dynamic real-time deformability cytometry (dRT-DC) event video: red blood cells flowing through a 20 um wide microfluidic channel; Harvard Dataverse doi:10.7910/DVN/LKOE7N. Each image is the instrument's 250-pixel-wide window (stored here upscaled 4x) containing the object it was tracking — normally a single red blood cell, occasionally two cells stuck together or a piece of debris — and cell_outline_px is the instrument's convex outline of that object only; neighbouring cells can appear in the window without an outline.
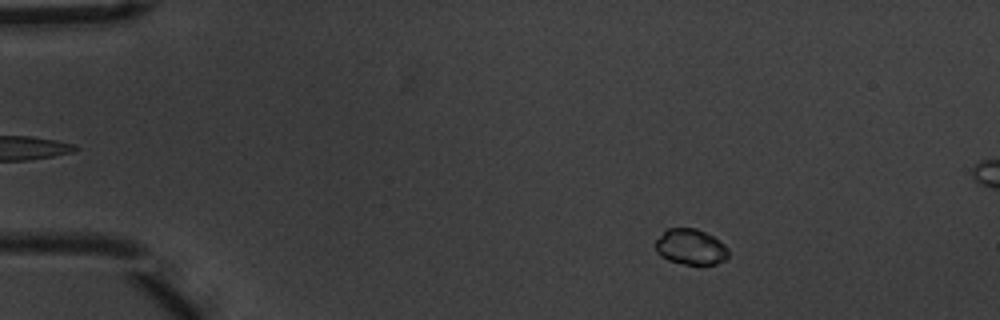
{"species": "common noctule bat (a hibernating species)", "species_latin": "Nyctalus noctula", "temperature_condition": "warm", "stored_images_in_passage": 16, "camera_frame_rate_fps": 3000, "um_per_image_px": 0.085, "animal": {"sex": "male", "body_mass_g": 20.1, "forearm_length_mm": 53.5}, "frame": {"image": 1, "passage_image": 7, "time_ms": 2.0, "image_size_px": [1000, 320], "cell_outline_px": [[728, 256], [724, 260], [716, 264], [684, 264], [668, 260], [656, 252], [656, 240], [668, 228], [696, 228], [712, 236], [724, 244], [728, 248]], "centroid_in_image_um": [58.71, 20.99], "position_along_channel_um": 26.3, "area_um2": 14.97}}